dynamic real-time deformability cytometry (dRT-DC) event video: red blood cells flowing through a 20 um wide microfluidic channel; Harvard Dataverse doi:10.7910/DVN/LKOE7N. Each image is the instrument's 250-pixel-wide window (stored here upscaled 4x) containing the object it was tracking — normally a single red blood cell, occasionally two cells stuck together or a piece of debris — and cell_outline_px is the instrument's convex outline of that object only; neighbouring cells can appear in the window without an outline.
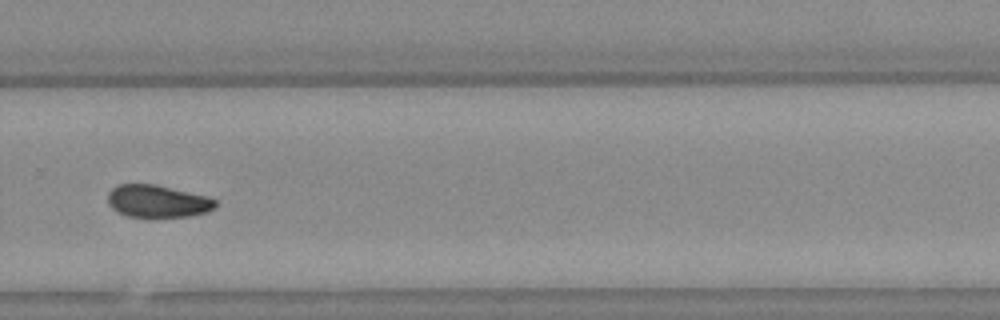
{"species": "Egyptian fruit bat (a non-hibernating species)", "species_latin": "Rousettus aegyptiacus", "temperature_condition": "warm", "stored_images_in_passage": 42, "camera_frame_rate_fps": 3000, "um_per_image_px": 0.085, "animal": {"sex": "female"}, "frame": {"image": 1, "passage_image": 28, "time_ms": 9.0, "image_size_px": [1000, 320], "cell_outline_px": [[216, 208], [208, 212], [192, 216], [152, 220], [128, 216], [116, 212], [108, 204], [108, 192], [116, 184], [156, 184], [208, 196], [216, 200]], "centroid_in_image_um": [13.4, 17.15], "position_along_channel_um": 316.4, "area_um2": 21.39}, "authors_computed_cell_mechanics": {"area_um2": 21.2415, "velocity_mm_per_s": 3.7709, "shape_relaxation_time_tau1_ms": 6.2443, "shape_relaxation_time_tau2_ms": null, "deformation_change_tau1": 0.1396, "deformation_change_tau2": null}}